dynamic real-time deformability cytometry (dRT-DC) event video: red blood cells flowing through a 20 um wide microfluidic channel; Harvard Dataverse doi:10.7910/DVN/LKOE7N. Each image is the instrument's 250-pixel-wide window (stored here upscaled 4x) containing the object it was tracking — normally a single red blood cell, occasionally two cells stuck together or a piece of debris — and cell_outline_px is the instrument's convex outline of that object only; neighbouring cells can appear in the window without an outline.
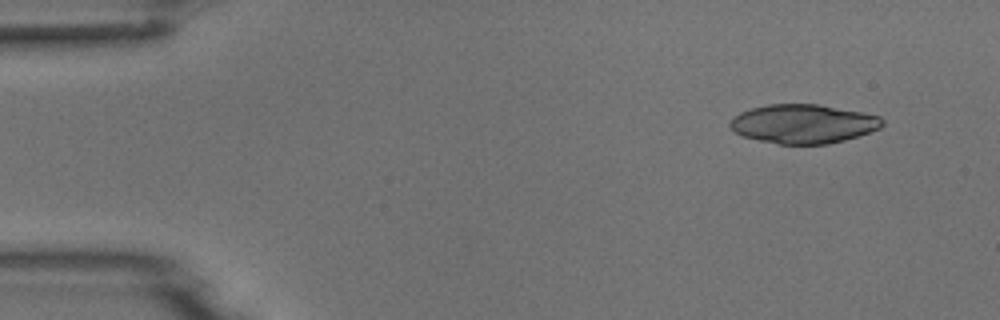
{"species": "common noctule bat (a hibernating species)", "species_latin": "Nyctalus noctula", "temperature_condition": "room temperature", "stored_images_in_passage": 4, "camera_frame_rate_fps": 3000, "um_per_image_px": 0.085, "animal": {"sex": "male", "body_mass_g": 18.8}, "frame": {"image": 1, "passage_image": 1, "time_ms": 0.0, "image_size_px": [1000, 320], "cell_outline_px": [[884, 124], [880, 128], [844, 140], [828, 144], [780, 144], [760, 140], [744, 136], [736, 132], [728, 124], [740, 112], [752, 108], [768, 104], [820, 104], [864, 112], [880, 116], [884, 120]], "centroid_in_image_um": [68.32, 10.51], "position_along_channel_um": 16.7, "area_um2": 34.45}}